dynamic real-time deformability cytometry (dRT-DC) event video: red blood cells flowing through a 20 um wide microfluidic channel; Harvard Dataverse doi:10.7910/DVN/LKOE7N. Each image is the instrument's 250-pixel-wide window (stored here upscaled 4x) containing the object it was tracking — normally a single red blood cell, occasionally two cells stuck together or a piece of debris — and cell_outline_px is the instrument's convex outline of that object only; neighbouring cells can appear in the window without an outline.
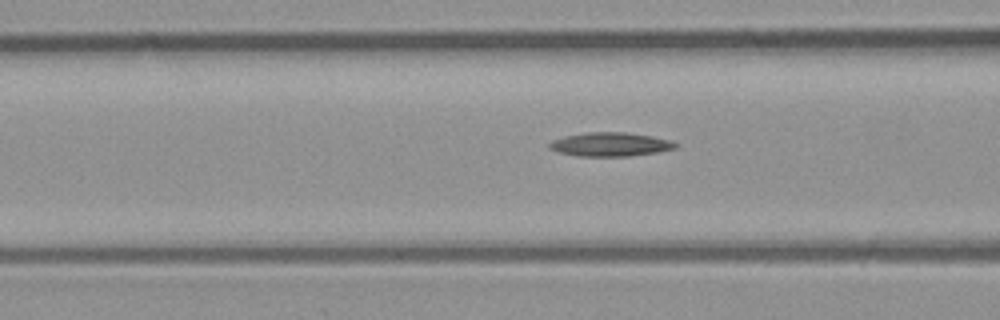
{"species": "common noctule bat (a hibernating species)", "species_latin": "Nyctalus noctula", "temperature_condition": "room temperature", "stored_images_in_passage": 9, "camera_frame_rate_fps": 3000, "um_per_image_px": 0.085, "animal": {"sex": "male", "body_mass_g": 23.1, "forearm_length_mm": 52.7}, "frame": {"image": 1, "passage_image": 8, "time_ms": 2.333, "image_size_px": [1000, 320], "cell_outline_px": [[680, 144], [676, 148], [656, 152], [628, 156], [576, 156], [560, 152], [548, 148], [548, 144], [552, 140], [564, 136], [588, 132], [624, 132], [652, 136], [668, 140]], "centroid_in_image_um": [51.85, 12.27], "position_along_channel_um": 114.7, "area_um2": 17.46}}